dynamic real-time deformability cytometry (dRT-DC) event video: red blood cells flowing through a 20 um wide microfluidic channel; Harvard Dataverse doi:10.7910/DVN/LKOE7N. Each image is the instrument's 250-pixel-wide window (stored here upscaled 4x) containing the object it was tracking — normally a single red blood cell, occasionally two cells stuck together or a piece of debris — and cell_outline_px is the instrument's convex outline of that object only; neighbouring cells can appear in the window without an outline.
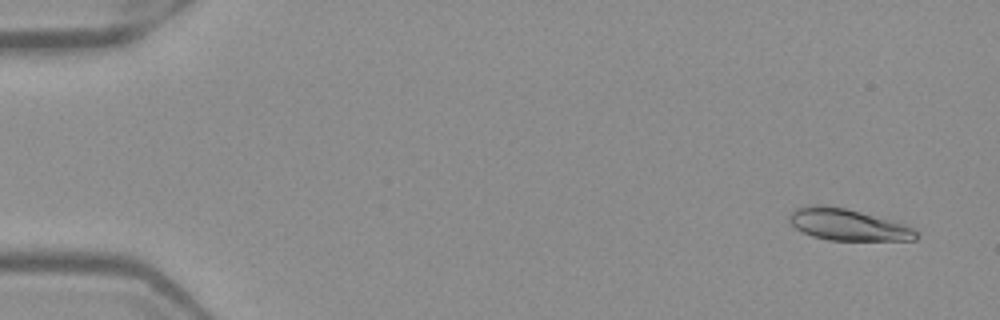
{"species": "Egyptian fruit bat (a non-hibernating species)", "species_latin": "Rousettus aegyptiacus", "temperature_condition": "warm", "stored_images_in_passage": 52, "camera_frame_rate_fps": 3000, "um_per_image_px": 0.085, "frame": {"image": 1, "passage_image": 3, "time_ms": 0.667, "image_size_px": [1000, 320], "cell_outline_px": [[920, 236], [916, 240], [828, 240], [812, 236], [796, 228], [788, 220], [788, 216], [796, 208], [808, 204], [820, 204], [844, 208], [860, 212], [904, 224], [912, 228]], "centroid_in_image_um": [72.03, 19.09], "position_along_channel_um": 13.0, "area_um2": 23.18}}
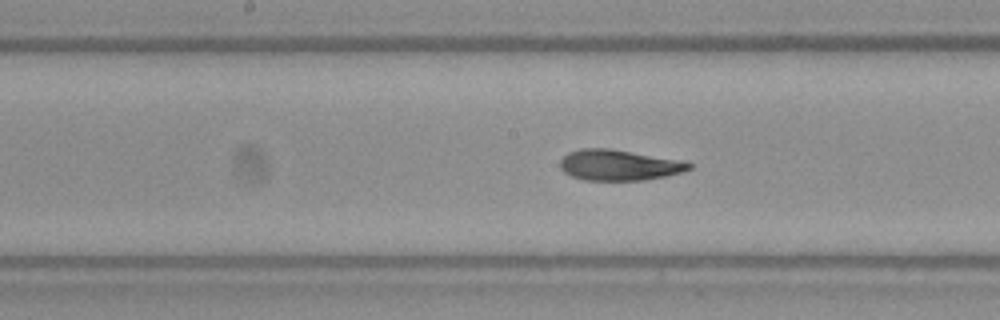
{"frame": {"image": 2, "passage_image": 27, "time_ms": 8.667, "image_size_px": [1000, 320], "cell_outline_px": [[692, 168], [684, 172], [644, 180], [584, 180], [572, 176], [564, 172], [560, 168], [560, 160], [568, 152], [580, 148], [608, 148], [684, 160], [692, 164]], "centroid_in_image_um": [52.63, 14.02], "position_along_channel_um": 195.6, "area_um2": 23.24}}
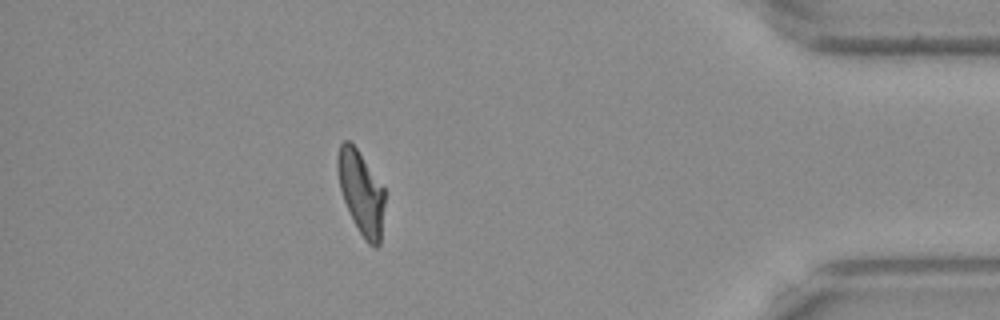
{"frame": {"image": 3, "passage_image": 46, "time_ms": 15.0, "image_size_px": [1000, 320], "cell_outline_px": [[384, 204], [380, 244], [376, 248], [368, 244], [364, 240], [352, 220], [344, 200], [340, 188], [336, 168], [336, 156], [340, 144], [344, 140], [348, 140], [356, 148], [384, 188]], "centroid_in_image_um": [30.67, 16.39], "position_along_channel_um": 404.5, "area_um2": 22.83}, "authors_computed_cell_mechanics": {"area_um2": 23.3223, "velocity_mm_per_s": 3.9728, "shape_relaxation_time_tau1_ms": 4.6322, "shape_relaxation_time_tau2_ms": 1.7486, "deformation_change_tau1": 0.1915, "deformation_change_tau2": 0.0899}}